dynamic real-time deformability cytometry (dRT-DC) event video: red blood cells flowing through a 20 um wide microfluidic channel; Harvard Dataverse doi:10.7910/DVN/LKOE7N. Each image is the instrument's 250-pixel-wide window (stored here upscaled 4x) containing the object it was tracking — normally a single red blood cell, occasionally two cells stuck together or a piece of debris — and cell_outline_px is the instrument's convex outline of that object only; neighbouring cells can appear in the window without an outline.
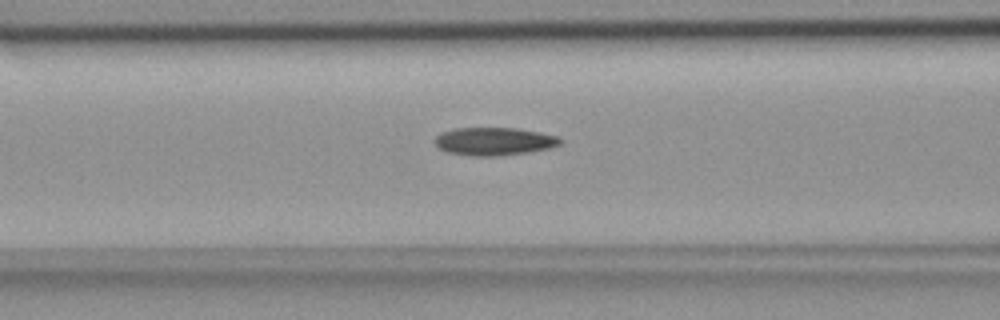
{"species": "common noctule bat (a hibernating species)", "species_latin": "Nyctalus noctula", "temperature_condition": "room temperature", "stored_images_in_passage": 44, "camera_frame_rate_fps": 3000, "um_per_image_px": 0.085, "animal": {"sex": "female", "body_mass_g": 18.4}, "frame": {"image": 1, "passage_image": 22, "time_ms": 7.0, "image_size_px": [1000, 320], "cell_outline_px": [[564, 140], [560, 144], [548, 148], [528, 152], [496, 156], [472, 156], [448, 152], [440, 148], [436, 144], [436, 136], [440, 132], [456, 128], [516, 128], [540, 132], [556, 136]], "centroid_in_image_um": [42.01, 12.01], "position_along_channel_um": 124.6, "area_um2": 20.29}}
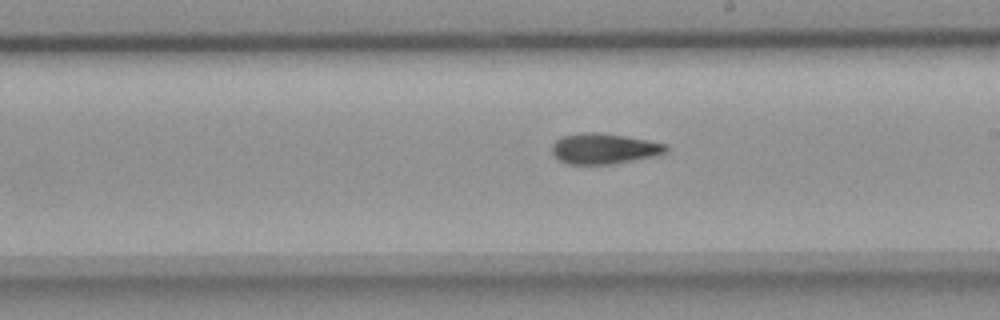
{"frame": {"image": 2, "passage_image": 31, "time_ms": 10.0, "image_size_px": [1000, 320], "cell_outline_px": [[668, 148], [664, 152], [652, 156], [612, 164], [568, 164], [560, 160], [552, 152], [552, 144], [556, 140], [564, 136], [580, 132], [596, 132], [624, 136], [668, 144]], "centroid_in_image_um": [51.31, 12.63], "position_along_channel_um": 237.7, "area_um2": 20.0}}
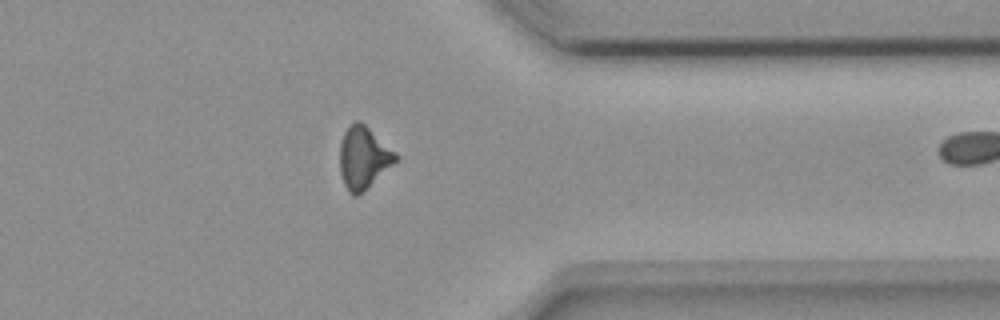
{"frame": {"image": 3, "passage_image": 43, "time_ms": 14.0, "image_size_px": [1000, 320], "cell_outline_px": [[400, 160], [356, 196], [352, 196], [348, 192], [344, 184], [340, 172], [340, 144], [344, 132], [356, 120], [360, 120], [396, 152], [400, 156]], "centroid_in_image_um": [30.92, 13.4], "position_along_channel_um": 380.5, "area_um2": 20.23}}